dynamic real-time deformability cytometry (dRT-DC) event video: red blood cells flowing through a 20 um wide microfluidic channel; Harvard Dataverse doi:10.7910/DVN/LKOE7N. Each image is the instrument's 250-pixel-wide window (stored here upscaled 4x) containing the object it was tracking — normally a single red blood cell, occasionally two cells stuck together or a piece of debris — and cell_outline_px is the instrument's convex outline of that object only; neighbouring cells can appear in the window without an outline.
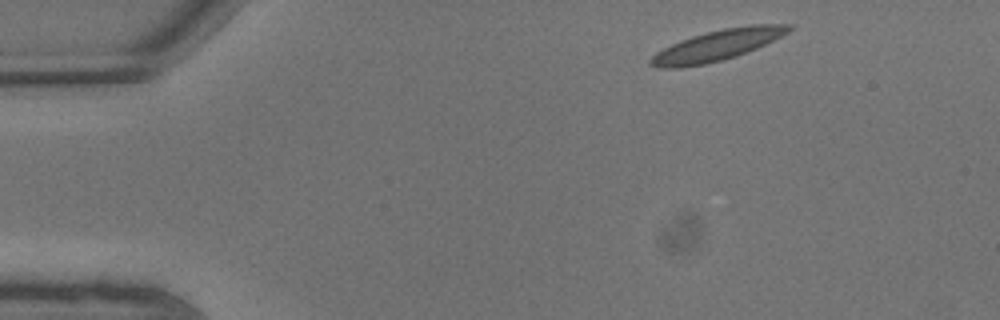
{"species": "common noctule bat (a hibernating species)", "species_latin": "Nyctalus noctula", "temperature_condition": "warm", "stored_images_in_passage": 8, "camera_frame_rate_fps": 3000, "um_per_image_px": 0.085, "animal": {"sex": "male", "body_mass_g": 13.3}, "frame": {"image": 1, "passage_image": 1, "time_ms": 0.0, "image_size_px": [1000, 320], "cell_outline_px": [[792, 28], [788, 32], [756, 48], [736, 56], [704, 64], [676, 68], [660, 68], [648, 64], [648, 60], [656, 52], [680, 40], [692, 36], [724, 28], [752, 24], [792, 24]], "centroid_in_image_um": [60.93, 3.85], "position_along_channel_um": 24.1, "area_um2": 24.33}}
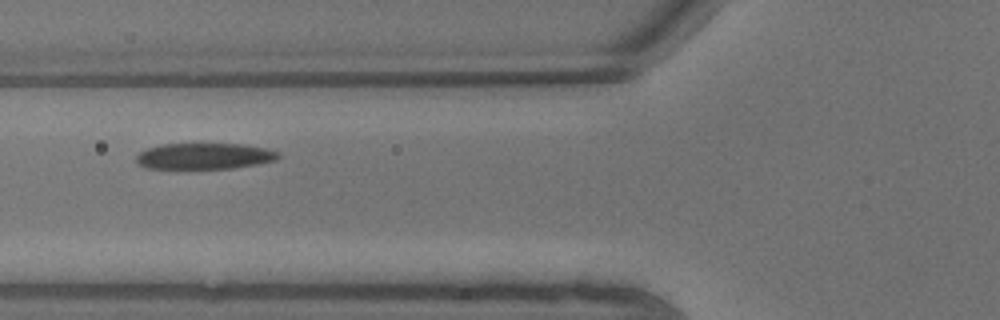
{"frame": {"image": 2, "passage_image": 6, "time_ms": 1.667, "image_size_px": [1000, 320], "cell_outline_px": [[280, 156], [276, 160], [256, 164], [232, 168], [144, 168], [136, 164], [136, 156], [140, 152], [148, 148], [160, 144], [240, 144], [264, 148], [280, 152]], "centroid_in_image_um": [17.34, 13.27], "position_along_channel_um": 108.5, "area_um2": 21.5}}
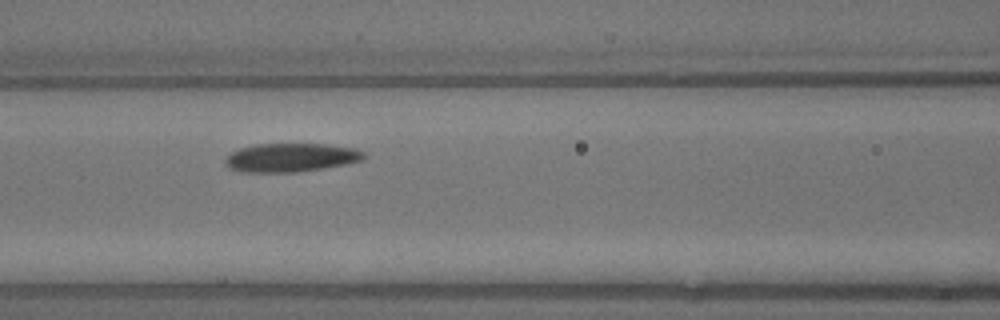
{"frame": {"image": 3, "passage_image": 7, "time_ms": 2.0, "image_size_px": [1000, 320], "cell_outline_px": [[364, 156], [360, 160], [344, 164], [324, 168], [296, 172], [244, 172], [228, 168], [224, 164], [224, 160], [232, 152], [240, 148], [256, 144], [324, 144], [356, 148], [364, 152]], "centroid_in_image_um": [24.69, 13.39], "position_along_channel_um": 141.9, "area_um2": 23.0}}